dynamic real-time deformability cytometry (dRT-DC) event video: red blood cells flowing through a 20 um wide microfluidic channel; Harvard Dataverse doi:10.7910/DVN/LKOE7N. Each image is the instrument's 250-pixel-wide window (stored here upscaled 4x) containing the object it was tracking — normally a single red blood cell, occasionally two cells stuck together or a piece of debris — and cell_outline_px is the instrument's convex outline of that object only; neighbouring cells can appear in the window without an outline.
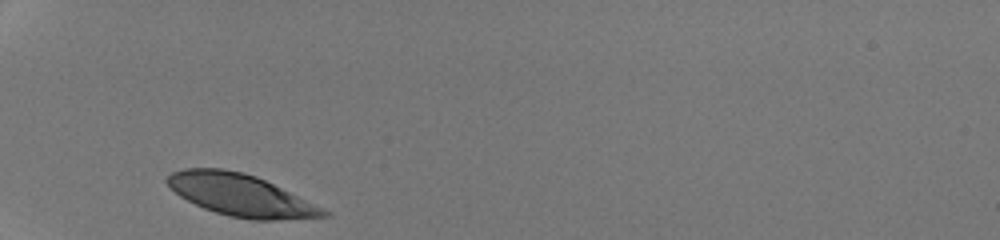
{"species": "human", "species_latin": "Homo sapiens", "temperature_condition": "room temperature", "stored_images_in_passage": 26, "camera_frame_rate_fps": 3000, "um_per_image_px": 0.085, "donor": {"sex": "male"}, "frame": {"image": 1, "passage_image": 1, "time_ms": 0.0, "image_size_px": [1000, 240], "cell_outline_px": [[328, 216], [276, 220], [252, 220], [228, 216], [204, 208], [180, 196], [164, 180], [172, 172], [184, 168], [224, 168], [244, 172], [256, 176], [328, 212]], "centroid_in_image_um": [20.37, 16.57], "position_along_channel_um": 64.6, "area_um2": 37.34}}
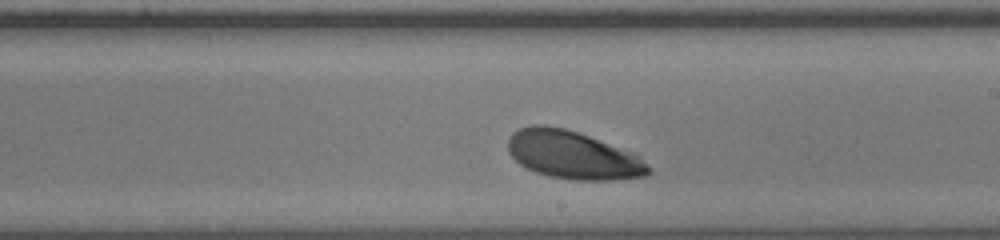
{"frame": {"image": 2, "passage_image": 15, "time_ms": 4.667, "image_size_px": [1000, 240], "cell_outline_px": [[652, 172], [644, 176], [612, 180], [572, 180], [548, 176], [536, 172], [520, 164], [508, 152], [508, 140], [512, 132], [520, 128], [532, 124], [544, 124], [564, 128], [636, 152], [652, 168]], "centroid_in_image_um": [48.73, 13.17], "position_along_channel_um": 240.3, "area_um2": 39.65}}
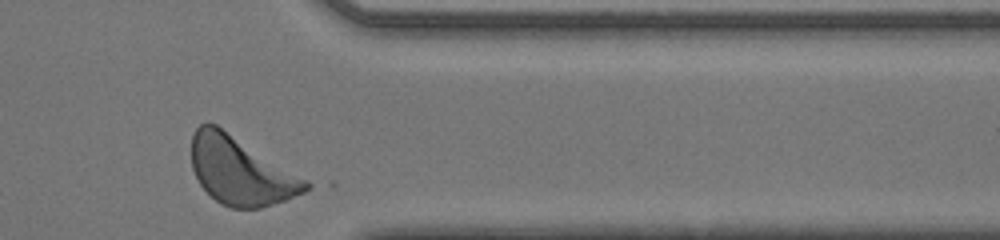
{"frame": {"image": 3, "passage_image": 26, "time_ms": 8.333, "image_size_px": [1000, 240], "cell_outline_px": [[316, 184], [312, 188], [304, 192], [284, 200], [260, 208], [232, 208], [220, 204], [200, 184], [192, 168], [192, 132], [200, 124], [208, 120], [216, 124]], "centroid_in_image_um": [20.48, 14.5], "position_along_channel_um": 390.9, "area_um2": 45.43}, "authors_computed_cell_mechanics": {"area_um2": 40.1132, "velocity_mm_per_s": 4.1699, "shape_relaxation_time_tau1_ms": 1.1727, "shape_relaxation_time_tau2_ms": null, "deformation_change_tau1": 0.1026, "deformation_change_tau2": null}}